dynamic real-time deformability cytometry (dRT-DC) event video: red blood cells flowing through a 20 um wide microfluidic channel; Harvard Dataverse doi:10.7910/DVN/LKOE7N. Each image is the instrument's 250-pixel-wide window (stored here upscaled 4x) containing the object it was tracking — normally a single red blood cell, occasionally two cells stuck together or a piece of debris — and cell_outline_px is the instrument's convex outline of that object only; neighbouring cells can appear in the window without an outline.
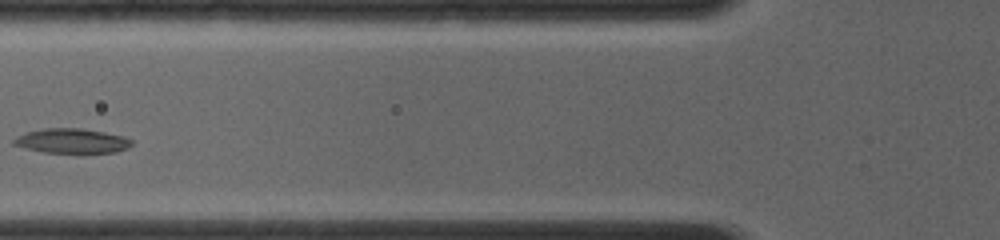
{"species": "common noctule bat (a hibernating species)", "species_latin": "Nyctalus noctula", "temperature_condition": "room temperature", "stored_images_in_passage": 23, "camera_frame_rate_fps": 4000, "um_per_image_px": 0.085, "animal": {"sex": "female", "body_mass_g": 19.0, "forearm_length_mm": 56.7}, "frame": {"image": 1, "passage_image": 6, "time_ms": 2.25, "image_size_px": [1000, 240], "cell_outline_px": [[132, 144], [128, 148], [116, 152], [44, 152], [12, 144], [12, 140], [16, 136], [28, 132], [44, 128], [80, 128], [104, 132], [124, 136], [132, 140]], "centroid_in_image_um": [6.12, 11.96], "position_along_channel_um": 119.7, "area_um2": 16.7}}
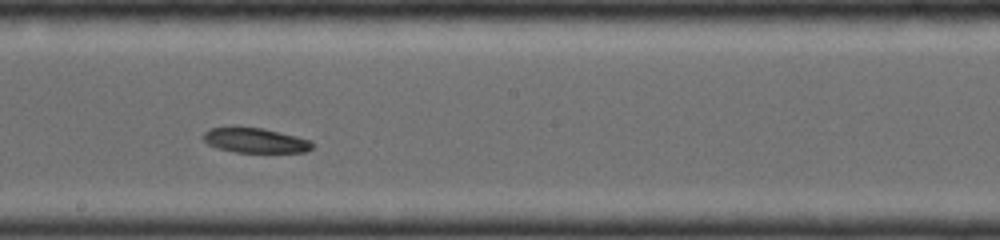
{"frame": {"image": 2, "passage_image": 12, "time_ms": 4.75, "image_size_px": [1000, 240], "cell_outline_px": [[312, 148], [304, 152], [232, 152], [216, 148], [208, 144], [204, 140], [204, 132], [208, 128], [232, 124], [260, 128], [296, 136], [312, 140]], "centroid_in_image_um": [21.6, 11.9], "position_along_channel_um": 226.6, "area_um2": 16.24}}
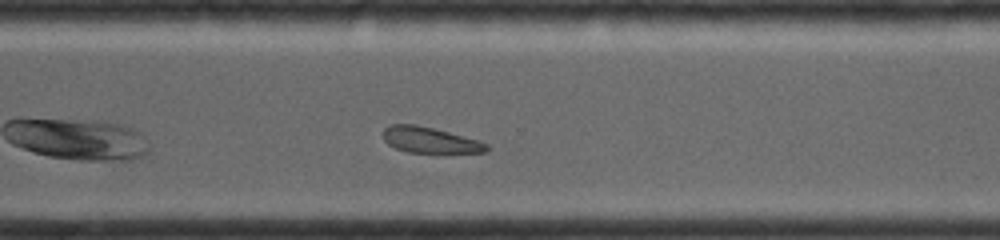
{"frame": {"image": 3, "passage_image": 18, "time_ms": 7.25, "image_size_px": [1000, 240], "cell_outline_px": [[488, 152], [408, 152], [396, 148], [388, 144], [384, 140], [384, 128], [392, 124], [416, 124], [480, 140], [488, 144]], "centroid_in_image_um": [36.55, 11.9], "position_along_channel_um": 334.0, "area_um2": 15.37}}